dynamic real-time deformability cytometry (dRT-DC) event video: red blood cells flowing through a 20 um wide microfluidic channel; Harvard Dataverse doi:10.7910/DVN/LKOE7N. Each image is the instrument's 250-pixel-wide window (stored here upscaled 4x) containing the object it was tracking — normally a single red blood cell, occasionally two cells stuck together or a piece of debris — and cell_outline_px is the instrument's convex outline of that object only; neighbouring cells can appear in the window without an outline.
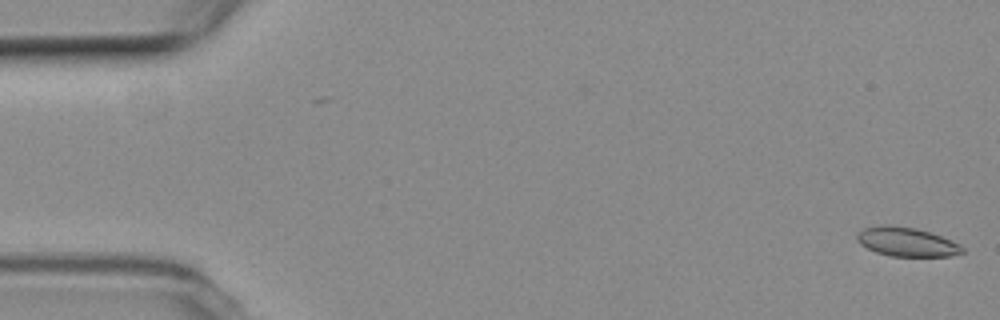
{"species": "common noctule bat (a hibernating species)", "species_latin": "Nyctalus noctula", "temperature_condition": "room temperature", "stored_images_in_passage": 55, "camera_frame_rate_fps": 3000, "um_per_image_px": 0.085, "animal": {"sex": "female", "body_mass_g": 19.3, "forearm_length_mm": 54.1}, "frame": {"image": 1, "passage_image": 1, "time_ms": 0.0, "image_size_px": [1000, 320], "cell_outline_px": [[964, 252], [952, 256], [892, 256], [876, 252], [860, 244], [856, 240], [856, 232], [864, 228], [884, 224], [892, 224], [916, 228], [940, 236], [960, 244], [964, 248]], "centroid_in_image_um": [77.03, 20.55], "position_along_channel_um": 8.0, "area_um2": 17.92}}
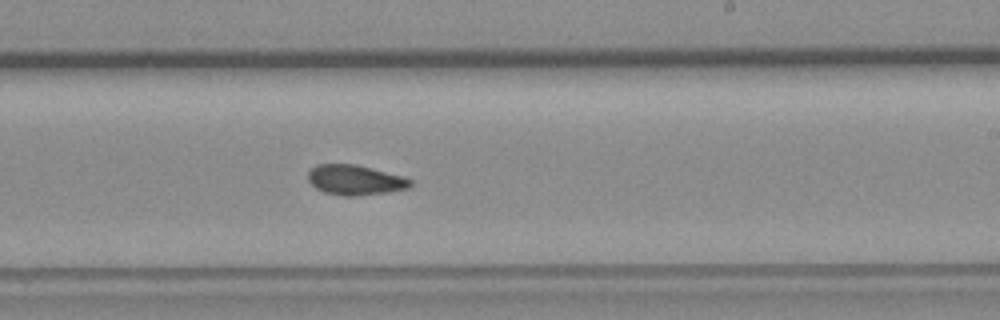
{"frame": {"image": 2, "passage_image": 32, "time_ms": 10.333, "image_size_px": [1000, 320], "cell_outline_px": [[412, 184], [408, 188], [388, 192], [356, 196], [344, 196], [324, 192], [316, 188], [308, 180], [308, 172], [316, 164], [356, 164], [404, 176], [412, 180]], "centroid_in_image_um": [30.19, 15.29], "position_along_channel_um": 258.8, "area_um2": 17.98}}
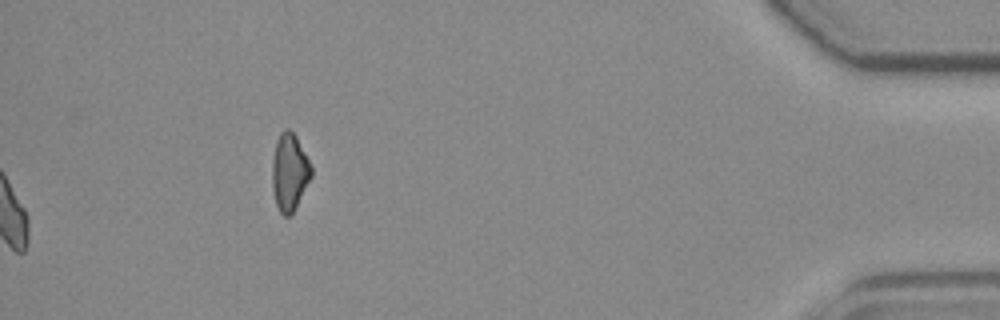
{"frame": {"image": 3, "passage_image": 55, "time_ms": 18.0, "image_size_px": [1000, 320], "cell_outline_px": [[312, 176], [292, 212], [288, 216], [284, 216], [280, 212], [276, 204], [272, 184], [272, 160], [276, 140], [280, 132], [284, 128], [288, 128], [296, 136], [312, 168]], "centroid_in_image_um": [24.59, 14.59], "position_along_channel_um": 410.6, "area_um2": 17.34}, "authors_computed_cell_mechanics": {"area_um2": 17.8602, "velocity_mm_per_s": 3.7844, "shape_relaxation_time_tau1_ms": null, "shape_relaxation_time_tau2_ms": 3.9429, "deformation_change_tau1": null, "deformation_change_tau2": 0.09}}